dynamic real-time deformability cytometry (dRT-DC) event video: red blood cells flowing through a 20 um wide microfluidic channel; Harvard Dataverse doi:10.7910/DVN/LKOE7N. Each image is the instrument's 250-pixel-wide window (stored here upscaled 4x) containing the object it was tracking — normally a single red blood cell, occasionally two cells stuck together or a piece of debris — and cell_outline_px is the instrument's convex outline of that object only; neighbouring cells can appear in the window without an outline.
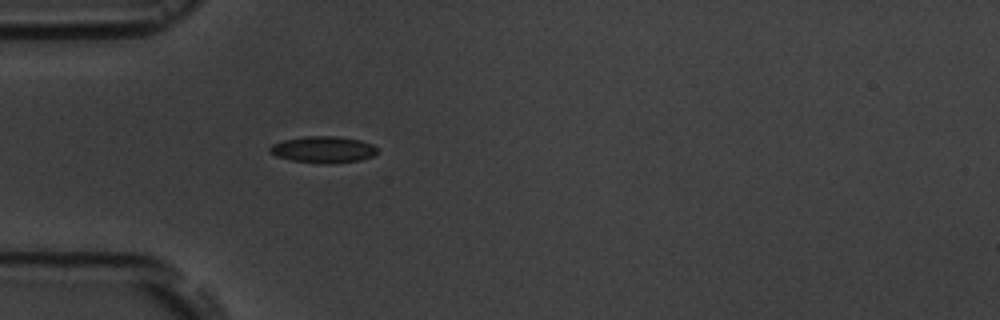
{"species": "common noctule bat (a hibernating species)", "species_latin": "Nyctalus noctula", "temperature_condition": "room temperature", "stored_images_in_passage": 3, "camera_frame_rate_fps": 3000, "um_per_image_px": 0.085, "animal": {"sex": "male", "body_mass_g": 19.5, "forearm_length_mm": 54.6}, "frame": {"image": 1, "passage_image": 3, "time_ms": 3.333, "image_size_px": [1000, 320], "cell_outline_px": [[376, 152], [372, 156], [360, 160], [328, 164], [320, 164], [292, 160], [276, 156], [268, 152], [268, 148], [272, 144], [284, 140], [304, 136], [336, 136], [360, 140], [372, 144], [376, 148]], "centroid_in_image_um": [27.43, 12.71], "position_along_channel_um": 57.6, "area_um2": 16.65}}